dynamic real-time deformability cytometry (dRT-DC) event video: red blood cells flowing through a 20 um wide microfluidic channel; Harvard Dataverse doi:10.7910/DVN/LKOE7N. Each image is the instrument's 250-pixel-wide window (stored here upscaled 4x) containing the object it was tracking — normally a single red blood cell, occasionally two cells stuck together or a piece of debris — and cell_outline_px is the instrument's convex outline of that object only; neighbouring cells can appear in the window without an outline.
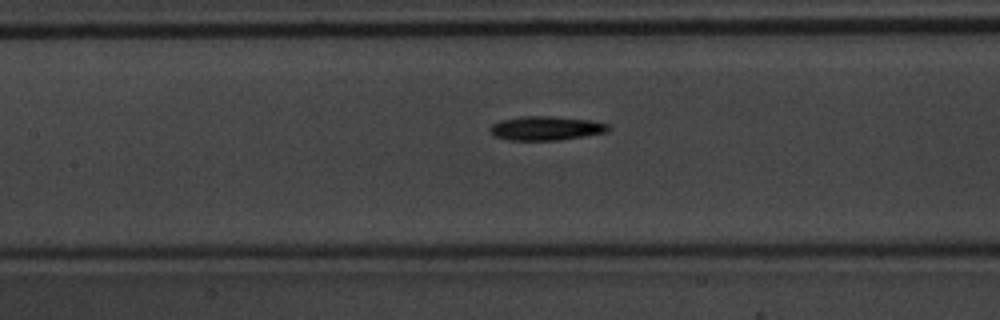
{"species": "common noctule bat (a hibernating species)", "species_latin": "Nyctalus noctula", "temperature_condition": "warm", "stored_images_in_passage": 9, "segment_of_instrument_passage": [2, 2], "camera_frame_rate_fps": 3000, "um_per_image_px": 0.085, "animal": {"sex": "male", "body_mass_g": 20.1, "forearm_length_mm": 53.5}, "frame": {"image": 1, "passage_image": 9, "time_ms": 2.667, "image_size_px": [1000, 320], "cell_outline_px": [[612, 128], [608, 132], [560, 140], [508, 140], [492, 136], [488, 132], [488, 128], [492, 124], [504, 120], [524, 116], [552, 116], [592, 120], [608, 124]], "centroid_in_image_um": [46.41, 10.91], "position_along_channel_um": 161.0, "area_um2": 16.76}}